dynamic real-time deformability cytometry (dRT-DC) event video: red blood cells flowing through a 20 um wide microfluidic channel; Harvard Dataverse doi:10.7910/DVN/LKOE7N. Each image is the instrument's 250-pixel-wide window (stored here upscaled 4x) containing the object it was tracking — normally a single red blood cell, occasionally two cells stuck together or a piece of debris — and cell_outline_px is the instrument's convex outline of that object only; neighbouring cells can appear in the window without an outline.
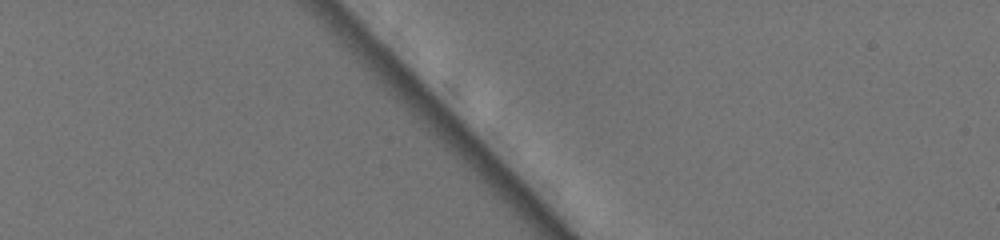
{"species": "common noctule bat (a hibernating species)", "species_latin": "Nyctalus noctula", "temperature_condition": "warm", "stored_images_in_passage": 2, "camera_frame_rate_fps": 3000, "um_per_image_px": 0.085, "animal": {"sex": "female", "body_mass_g": 19.5, "forearm_length_mm": 54.1}, "frame": {"image": 1, "passage_image": 2, "time_ms": 0.333, "image_size_px": [1000, 240], "cell_outline_px": [[592, 100], [588, 104], [580, 96], [540, 52], [540, 48], [564, 44], [580, 44], [592, 72]], "centroid_in_image_um": [48.6, 5.73], "position_along_channel_um": 36.4, "area_um2": 12.02}}